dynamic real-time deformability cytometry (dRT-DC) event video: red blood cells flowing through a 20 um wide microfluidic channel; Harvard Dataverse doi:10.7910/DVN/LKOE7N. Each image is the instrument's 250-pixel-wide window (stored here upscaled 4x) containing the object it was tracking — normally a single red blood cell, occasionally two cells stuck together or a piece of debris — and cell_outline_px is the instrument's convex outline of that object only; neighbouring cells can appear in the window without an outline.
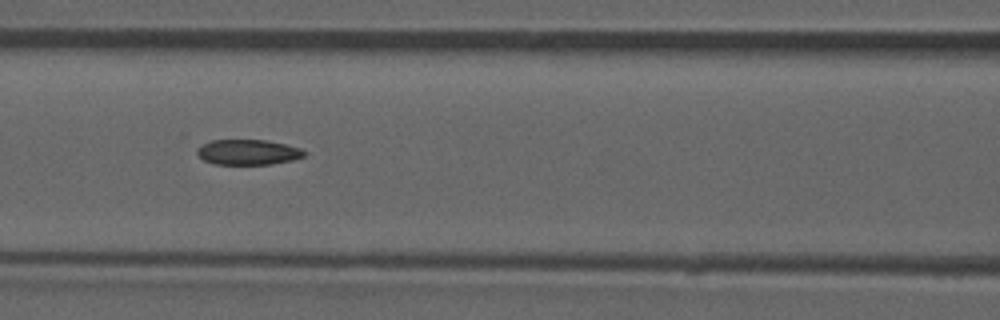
{"species": "common noctule bat (a hibernating species)", "species_latin": "Nyctalus noctula", "temperature_condition": "room temperature", "stored_images_in_passage": 52, "camera_frame_rate_fps": 3000, "um_per_image_px": 0.085, "animal": {"sex": "male", "forearm_length_mm": 52.5}, "frame": {"image": 1, "passage_image": 23, "time_ms": 7.333, "image_size_px": [1000, 320], "cell_outline_px": [[308, 152], [304, 156], [292, 160], [272, 164], [212, 164], [204, 160], [196, 152], [196, 148], [212, 140], [264, 140], [284, 144], [300, 148]], "centroid_in_image_um": [21.08, 12.94], "position_along_channel_um": 145.5, "area_um2": 15.72}, "authors_computed_cell_mechanics": {"area_um2": 16.762, "velocity_mm_per_s": 3.955, "shape_relaxation_time_tau1_ms": null, "shape_relaxation_time_tau2_ms": 5.4803, "deformation_change_tau1": null, "deformation_change_tau2": 0.1197}}